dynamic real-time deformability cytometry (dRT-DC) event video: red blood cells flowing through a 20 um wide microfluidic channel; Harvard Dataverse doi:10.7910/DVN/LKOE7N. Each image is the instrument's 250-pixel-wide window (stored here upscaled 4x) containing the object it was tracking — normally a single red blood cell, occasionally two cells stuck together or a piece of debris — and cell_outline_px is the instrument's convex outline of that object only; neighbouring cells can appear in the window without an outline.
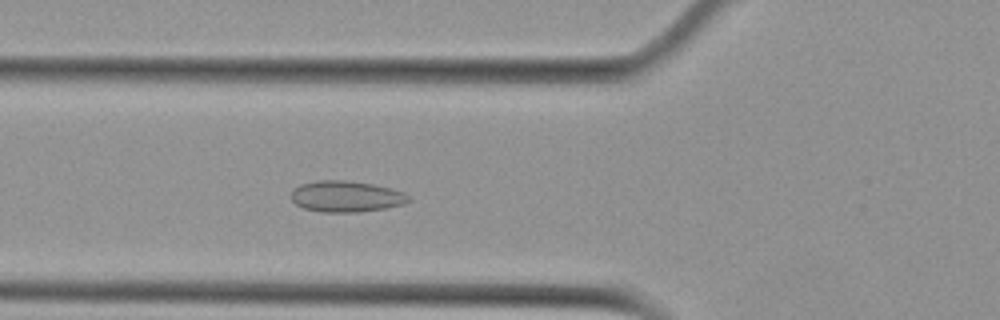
{"species": "Egyptian fruit bat (a non-hibernating species)", "species_latin": "Rousettus aegyptiacus", "temperature_condition": "cold", "stored_images_in_passage": 51, "camera_frame_rate_fps": 3000, "um_per_image_px": 0.085, "animal": {"sex": "female"}, "frame": {"image": 1, "passage_image": 17, "time_ms": 5.333, "image_size_px": [1000, 320], "cell_outline_px": [[408, 200], [404, 204], [384, 208], [356, 212], [324, 212], [304, 208], [296, 204], [292, 200], [292, 188], [300, 184], [316, 180], [348, 180], [372, 184], [404, 192], [408, 196]], "centroid_in_image_um": [29.37, 16.68], "position_along_channel_um": 96.4, "area_um2": 21.15}}
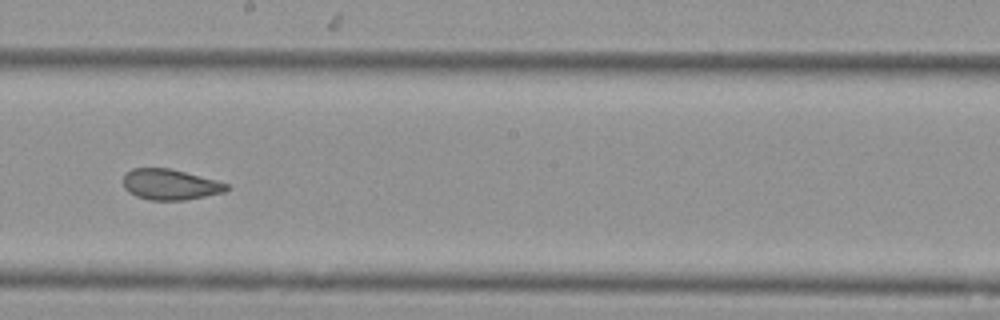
{"frame": {"image": 2, "passage_image": 28, "time_ms": 9.0, "image_size_px": [1000, 320], "cell_outline_px": [[228, 188], [224, 192], [184, 200], [152, 200], [136, 196], [128, 192], [124, 188], [124, 176], [132, 168], [168, 168], [184, 172], [228, 184]], "centroid_in_image_um": [14.42, 15.69], "position_along_channel_um": 233.8, "area_um2": 18.09}}
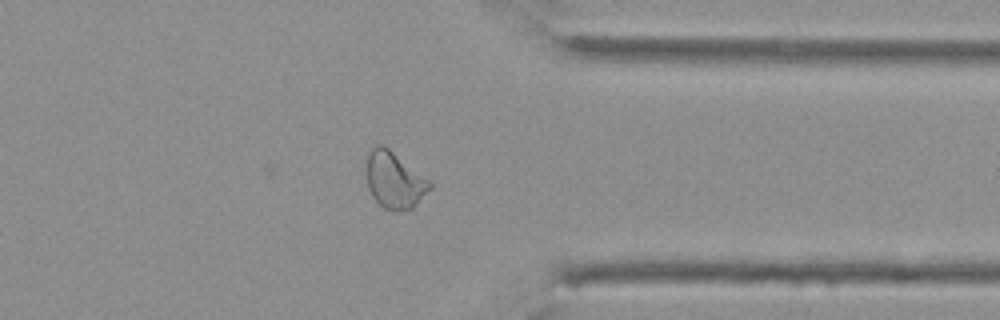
{"frame": {"image": 3, "passage_image": 40, "time_ms": 13.0, "image_size_px": [1000, 320], "cell_outline_px": [[432, 188], [412, 208], [396, 212], [384, 208], [372, 196], [368, 188], [368, 156], [372, 148], [376, 144], [380, 144], [388, 148], [428, 180], [432, 184]], "centroid_in_image_um": [33.53, 15.35], "position_along_channel_um": 377.9, "area_um2": 20.29}, "authors_computed_cell_mechanics": {"area_um2": 20.9814, "velocity_mm_per_s": 3.7499, "shape_relaxation_time_tau1_ms": null, "shape_relaxation_time_tau2_ms": 1.2629, "deformation_change_tau1": null, "deformation_change_tau2": 0.0508}}